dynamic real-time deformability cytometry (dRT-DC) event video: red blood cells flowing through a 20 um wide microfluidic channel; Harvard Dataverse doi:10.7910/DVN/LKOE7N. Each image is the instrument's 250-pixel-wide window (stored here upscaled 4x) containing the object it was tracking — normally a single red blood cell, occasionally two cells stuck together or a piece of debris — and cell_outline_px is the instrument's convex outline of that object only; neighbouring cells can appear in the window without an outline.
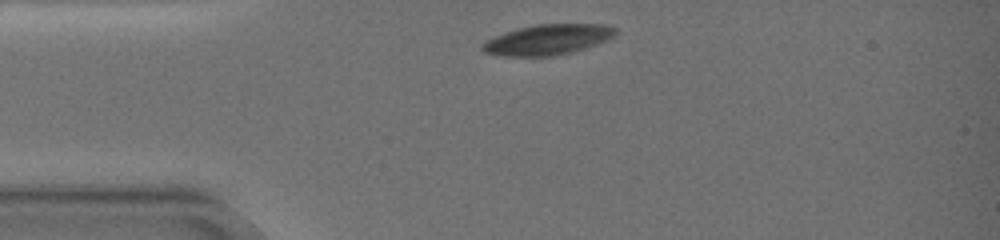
{"species": "common noctule bat (a hibernating species)", "species_latin": "Nyctalus noctula", "temperature_condition": "warm", "stored_images_in_passage": 27, "camera_frame_rate_fps": 3000, "um_per_image_px": 0.085, "animal": {"sex": "female", "body_mass_g": 19.0, "forearm_length_mm": 51.5}, "frame": {"image": 1, "passage_image": 1, "time_ms": 0.0, "image_size_px": [1000, 240], "cell_outline_px": [[616, 36], [596, 44], [572, 52], [552, 56], [500, 56], [484, 52], [480, 48], [480, 44], [496, 36], [520, 28], [536, 24], [608, 24], [616, 28]], "centroid_in_image_um": [46.58, 3.37], "position_along_channel_um": 38.4, "area_um2": 23.47}}
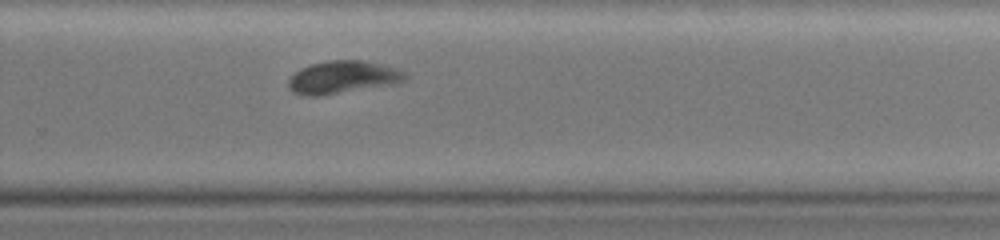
{"frame": {"image": 2, "passage_image": 18, "time_ms": 9.0, "image_size_px": [1000, 240], "cell_outline_px": [[408, 76], [404, 80], [396, 84], [320, 96], [308, 96], [292, 92], [288, 88], [288, 80], [300, 68], [312, 64], [328, 60], [364, 60], [400, 68], [408, 72]], "centroid_in_image_um": [29.19, 6.56], "position_along_channel_um": 300.6, "area_um2": 22.6}}
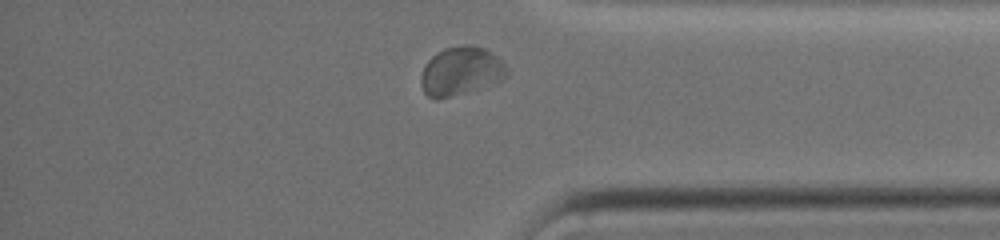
{"frame": {"image": 3, "passage_image": 25, "time_ms": 12.0, "image_size_px": [1000, 240], "cell_outline_px": [[508, 76], [504, 80], [492, 84], [436, 100], [428, 96], [424, 92], [420, 84], [420, 76], [428, 60], [436, 52], [444, 48], [464, 44], [472, 44], [484, 48], [504, 60], [508, 68]], "centroid_in_image_um": [39.21, 6.02], "position_along_channel_um": 396.0, "area_um2": 24.62}, "authors_computed_cell_mechanics": {"area_um2": 23.4668, "velocity_mm_per_s": 3.2311, "shape_relaxation_time_tau1_ms": 5.7411, "shape_relaxation_time_tau2_ms": 2.5535, "deformation_change_tau1": 0.1147, "deformation_change_tau2": 0.0544}}